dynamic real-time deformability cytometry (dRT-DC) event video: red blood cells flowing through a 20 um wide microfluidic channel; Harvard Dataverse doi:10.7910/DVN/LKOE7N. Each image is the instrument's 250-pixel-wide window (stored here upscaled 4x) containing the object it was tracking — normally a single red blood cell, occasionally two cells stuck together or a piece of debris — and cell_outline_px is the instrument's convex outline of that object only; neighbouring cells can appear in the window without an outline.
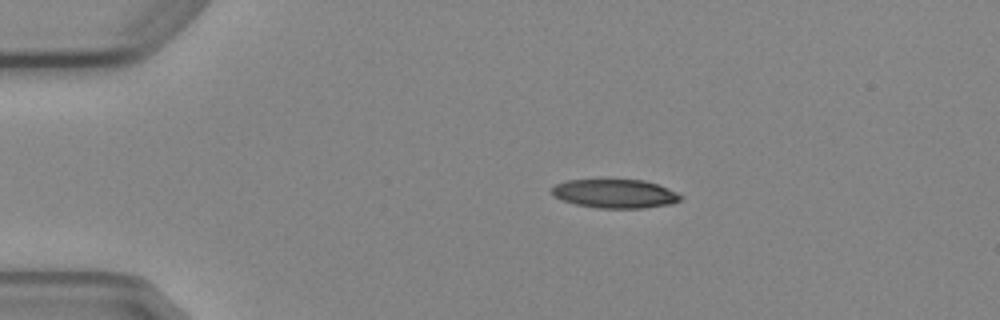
{"species": "Egyptian fruit bat (a non-hibernating species)", "species_latin": "Rousettus aegyptiacus", "temperature_condition": "cold", "stored_images_in_passage": 5, "camera_frame_rate_fps": 3000, "um_per_image_px": 0.085, "animal": {"sex": "female"}, "frame": {"image": 1, "passage_image": 3, "time_ms": 2.333, "image_size_px": [1000, 320], "cell_outline_px": [[684, 196], [680, 200], [672, 204], [644, 208], [596, 208], [576, 204], [560, 200], [552, 196], [552, 188], [556, 184], [568, 180], [644, 180], [668, 188]], "centroid_in_image_um": [52.28, 16.47], "position_along_channel_um": 32.7, "area_um2": 21.68}}
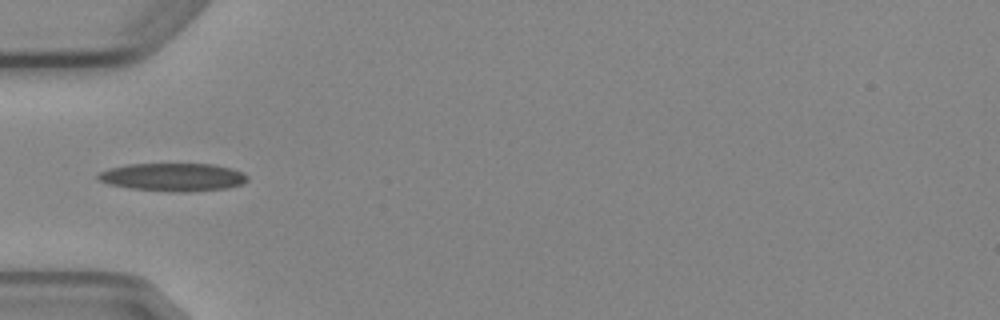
{"frame": {"image": 2, "passage_image": 5, "time_ms": 4.667, "image_size_px": [1000, 320], "cell_outline_px": [[248, 180], [244, 184], [228, 188], [188, 192], [172, 192], [128, 188], [108, 184], [100, 180], [96, 176], [100, 172], [108, 168], [128, 164], [212, 164], [232, 168], [244, 172], [248, 176]], "centroid_in_image_um": [14.74, 15.06], "position_along_channel_um": 70.3, "area_um2": 24.68}}